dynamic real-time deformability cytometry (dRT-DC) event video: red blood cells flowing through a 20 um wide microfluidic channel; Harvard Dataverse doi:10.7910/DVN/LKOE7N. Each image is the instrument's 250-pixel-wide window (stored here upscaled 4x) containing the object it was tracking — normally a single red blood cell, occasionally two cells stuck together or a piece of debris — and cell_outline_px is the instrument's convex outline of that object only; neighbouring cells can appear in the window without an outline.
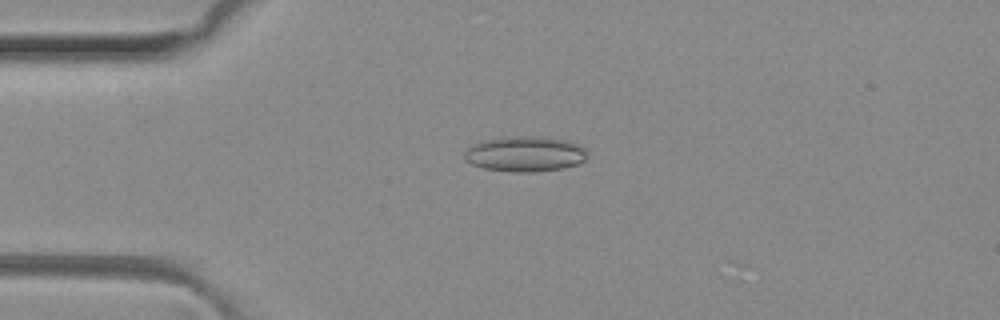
{"species": "common noctule bat (a hibernating species)", "species_latin": "Nyctalus noctula", "temperature_condition": "room temperature", "stored_images_in_passage": 13, "camera_frame_rate_fps": 3000, "um_per_image_px": 0.085, "animal": {"sex": "female", "body_mass_g": 29.2, "forearm_length_mm": 56.3}, "frame": {"image": 1, "passage_image": 12, "time_ms": 3.667, "image_size_px": [1000, 320], "cell_outline_px": [[588, 152], [584, 160], [576, 164], [564, 168], [532, 172], [512, 172], [484, 168], [472, 164], [464, 160], [464, 152], [472, 144], [480, 140], [504, 136], [548, 136], [568, 140], [584, 148]], "centroid_in_image_um": [44.6, 13.06], "position_along_channel_um": 40.4, "area_um2": 25.72}}